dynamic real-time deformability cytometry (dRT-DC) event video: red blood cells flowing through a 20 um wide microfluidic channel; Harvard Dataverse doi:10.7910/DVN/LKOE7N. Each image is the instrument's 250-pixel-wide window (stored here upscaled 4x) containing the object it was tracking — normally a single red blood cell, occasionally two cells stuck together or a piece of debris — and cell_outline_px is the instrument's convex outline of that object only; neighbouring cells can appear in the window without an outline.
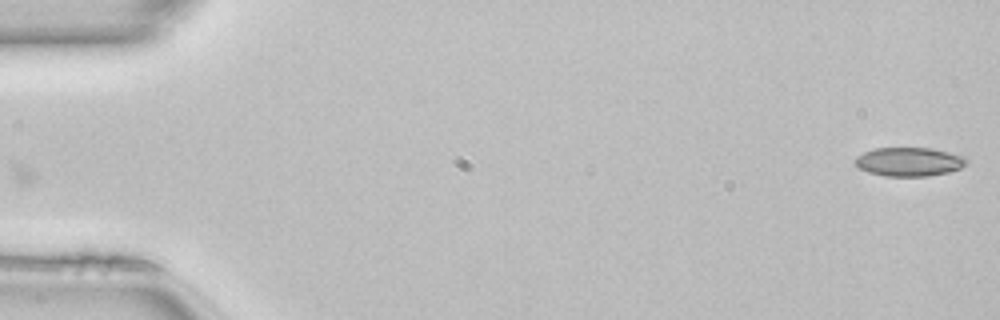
{"species": "common noctule bat (a hibernating species)", "species_latin": "Nyctalus noctula", "temperature_condition": "room temperature", "stored_images_in_passage": 50, "camera_frame_rate_fps": 3000, "um_per_image_px": 0.085, "animal": {"sex": "female", "body_mass_g": 22.7, "forearm_length_mm": 54.2}, "frame": {"image": 1, "passage_image": 1, "time_ms": 0.0, "image_size_px": [1000, 320], "cell_outline_px": [[968, 164], [960, 168], [948, 172], [928, 176], [884, 176], [868, 172], [860, 168], [852, 160], [856, 156], [872, 148], [932, 148], [964, 156], [968, 160]], "centroid_in_image_um": [77.26, 13.74], "position_along_channel_um": 7.7, "area_um2": 18.84}}
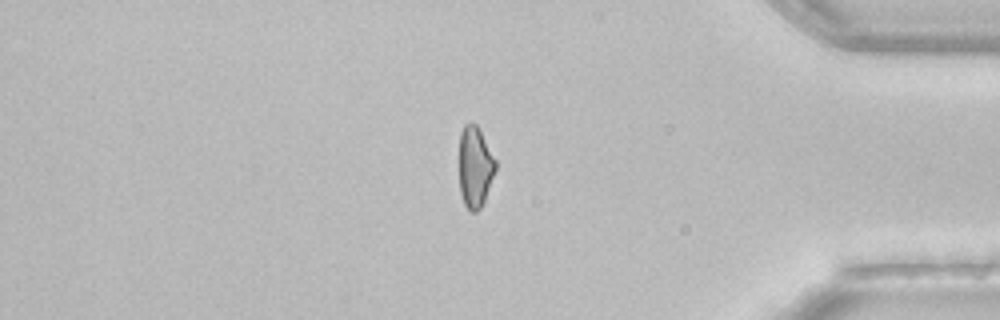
{"frame": {"image": 2, "passage_image": 42, "time_ms": 13.667, "image_size_px": [1000, 320], "cell_outline_px": [[496, 168], [484, 200], [480, 208], [476, 212], [468, 212], [464, 204], [460, 192], [460, 132], [464, 124], [472, 120], [476, 124], [496, 160]], "centroid_in_image_um": [40.36, 14.18], "position_along_channel_um": 394.8, "area_um2": 17.11}}
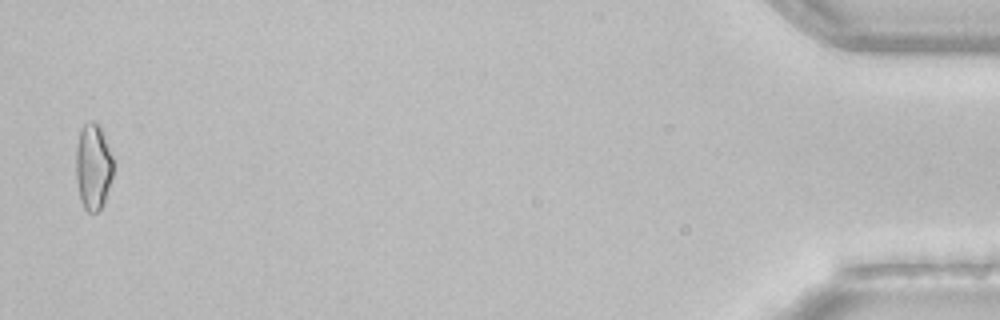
{"frame": {"image": 3, "passage_image": 49, "time_ms": 16.0, "image_size_px": [1000, 320], "cell_outline_px": [[112, 176], [104, 204], [100, 212], [88, 212], [84, 208], [80, 200], [76, 180], [76, 148], [80, 128], [84, 124], [92, 120], [100, 124], [112, 156]], "centroid_in_image_um": [7.91, 14.17], "position_along_channel_um": 427.3, "area_um2": 18.96}, "authors_computed_cell_mechanics": {"area_um2": 19.0162, "velocity_mm_per_s": 4.1334, "shape_relaxation_time_tau1_ms": 8.7329, "shape_relaxation_time_tau2_ms": 4.6823, "deformation_change_tau1": 0.1619, "deformation_change_tau2": 0.1171}}